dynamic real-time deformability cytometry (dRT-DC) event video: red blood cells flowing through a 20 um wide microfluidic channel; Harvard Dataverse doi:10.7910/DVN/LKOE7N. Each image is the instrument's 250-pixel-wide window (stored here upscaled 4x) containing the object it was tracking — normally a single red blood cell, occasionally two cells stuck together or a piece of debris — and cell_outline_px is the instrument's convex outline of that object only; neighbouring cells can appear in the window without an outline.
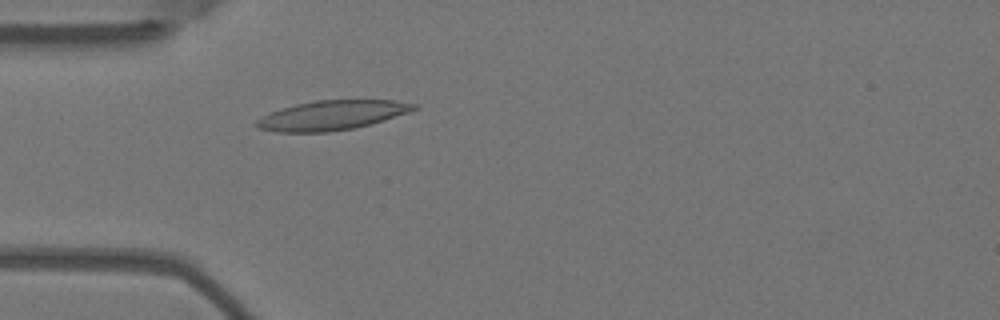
{"species": "Egyptian fruit bat (a non-hibernating species)", "species_latin": "Rousettus aegyptiacus", "temperature_condition": "warm", "stored_images_in_passage": 1, "camera_frame_rate_fps": 3000, "um_per_image_px": 0.085, "animal": {"sex": "female"}, "frame": {"image": 1, "passage_image": 1, "time_ms": 0.0, "image_size_px": [1000, 320], "cell_outline_px": [[420, 108], [372, 124], [356, 128], [328, 132], [276, 132], [256, 128], [252, 124], [256, 120], [280, 108], [296, 104], [316, 100], [392, 100], [420, 104]], "centroid_in_image_um": [28.22, 9.8], "position_along_channel_um": 56.8, "area_um2": 27.28}}